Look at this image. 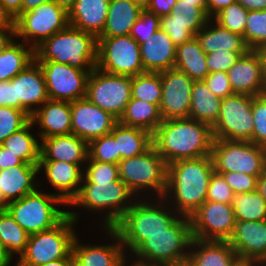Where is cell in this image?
I'll return each mask as SVG.
<instances>
[{
  "instance_id": "obj_60",
  "label": "cell",
  "mask_w": 266,
  "mask_h": 266,
  "mask_svg": "<svg viewBox=\"0 0 266 266\" xmlns=\"http://www.w3.org/2000/svg\"><path fill=\"white\" fill-rule=\"evenodd\" d=\"M237 2L248 11L266 9V0H237Z\"/></svg>"
},
{
  "instance_id": "obj_31",
  "label": "cell",
  "mask_w": 266,
  "mask_h": 266,
  "mask_svg": "<svg viewBox=\"0 0 266 266\" xmlns=\"http://www.w3.org/2000/svg\"><path fill=\"white\" fill-rule=\"evenodd\" d=\"M141 11L133 0H110L106 24L99 37L130 35Z\"/></svg>"
},
{
  "instance_id": "obj_7",
  "label": "cell",
  "mask_w": 266,
  "mask_h": 266,
  "mask_svg": "<svg viewBox=\"0 0 266 266\" xmlns=\"http://www.w3.org/2000/svg\"><path fill=\"white\" fill-rule=\"evenodd\" d=\"M66 203L57 193H45L36 190L26 196L9 202L5 209L14 220L29 234L52 229L58 225L69 211L56 208V205Z\"/></svg>"
},
{
  "instance_id": "obj_72",
  "label": "cell",
  "mask_w": 266,
  "mask_h": 266,
  "mask_svg": "<svg viewBox=\"0 0 266 266\" xmlns=\"http://www.w3.org/2000/svg\"><path fill=\"white\" fill-rule=\"evenodd\" d=\"M5 208V205L0 201V212Z\"/></svg>"
},
{
  "instance_id": "obj_16",
  "label": "cell",
  "mask_w": 266,
  "mask_h": 266,
  "mask_svg": "<svg viewBox=\"0 0 266 266\" xmlns=\"http://www.w3.org/2000/svg\"><path fill=\"white\" fill-rule=\"evenodd\" d=\"M190 219L193 238L201 240H228L236 222L232 204L207 200Z\"/></svg>"
},
{
  "instance_id": "obj_4",
  "label": "cell",
  "mask_w": 266,
  "mask_h": 266,
  "mask_svg": "<svg viewBox=\"0 0 266 266\" xmlns=\"http://www.w3.org/2000/svg\"><path fill=\"white\" fill-rule=\"evenodd\" d=\"M137 199L112 227L123 247L129 249L132 254L147 240V236L164 232L179 216L176 211L170 212L169 207H164V197L156 199L159 202L155 201L154 204L152 201Z\"/></svg>"
},
{
  "instance_id": "obj_35",
  "label": "cell",
  "mask_w": 266,
  "mask_h": 266,
  "mask_svg": "<svg viewBox=\"0 0 266 266\" xmlns=\"http://www.w3.org/2000/svg\"><path fill=\"white\" fill-rule=\"evenodd\" d=\"M118 121L123 125L142 128L153 134L163 119L158 105L131 98Z\"/></svg>"
},
{
  "instance_id": "obj_53",
  "label": "cell",
  "mask_w": 266,
  "mask_h": 266,
  "mask_svg": "<svg viewBox=\"0 0 266 266\" xmlns=\"http://www.w3.org/2000/svg\"><path fill=\"white\" fill-rule=\"evenodd\" d=\"M160 29L168 34L176 47L195 37L186 24L160 22Z\"/></svg>"
},
{
  "instance_id": "obj_24",
  "label": "cell",
  "mask_w": 266,
  "mask_h": 266,
  "mask_svg": "<svg viewBox=\"0 0 266 266\" xmlns=\"http://www.w3.org/2000/svg\"><path fill=\"white\" fill-rule=\"evenodd\" d=\"M30 120L39 125L40 140L72 133L70 102L49 99L32 113Z\"/></svg>"
},
{
  "instance_id": "obj_48",
  "label": "cell",
  "mask_w": 266,
  "mask_h": 266,
  "mask_svg": "<svg viewBox=\"0 0 266 266\" xmlns=\"http://www.w3.org/2000/svg\"><path fill=\"white\" fill-rule=\"evenodd\" d=\"M159 29L160 17L145 9L140 12L139 18L132 26L130 36L140 45Z\"/></svg>"
},
{
  "instance_id": "obj_10",
  "label": "cell",
  "mask_w": 266,
  "mask_h": 266,
  "mask_svg": "<svg viewBox=\"0 0 266 266\" xmlns=\"http://www.w3.org/2000/svg\"><path fill=\"white\" fill-rule=\"evenodd\" d=\"M211 157L219 174L233 171L259 177L266 170L265 148L251 141L214 139Z\"/></svg>"
},
{
  "instance_id": "obj_25",
  "label": "cell",
  "mask_w": 266,
  "mask_h": 266,
  "mask_svg": "<svg viewBox=\"0 0 266 266\" xmlns=\"http://www.w3.org/2000/svg\"><path fill=\"white\" fill-rule=\"evenodd\" d=\"M194 247L195 251H192ZM186 266H237L236 250L228 240H201L193 238Z\"/></svg>"
},
{
  "instance_id": "obj_39",
  "label": "cell",
  "mask_w": 266,
  "mask_h": 266,
  "mask_svg": "<svg viewBox=\"0 0 266 266\" xmlns=\"http://www.w3.org/2000/svg\"><path fill=\"white\" fill-rule=\"evenodd\" d=\"M29 234L14 220L4 208L0 212V239L11 257L22 255L27 246Z\"/></svg>"
},
{
  "instance_id": "obj_22",
  "label": "cell",
  "mask_w": 266,
  "mask_h": 266,
  "mask_svg": "<svg viewBox=\"0 0 266 266\" xmlns=\"http://www.w3.org/2000/svg\"><path fill=\"white\" fill-rule=\"evenodd\" d=\"M228 242L240 261H263L266 258V220L236 221Z\"/></svg>"
},
{
  "instance_id": "obj_8",
  "label": "cell",
  "mask_w": 266,
  "mask_h": 266,
  "mask_svg": "<svg viewBox=\"0 0 266 266\" xmlns=\"http://www.w3.org/2000/svg\"><path fill=\"white\" fill-rule=\"evenodd\" d=\"M133 197L136 196L120 179L110 183H81L79 194L68 206L83 207L94 212L108 210L102 222L106 229L112 228L132 206L136 200Z\"/></svg>"
},
{
  "instance_id": "obj_58",
  "label": "cell",
  "mask_w": 266,
  "mask_h": 266,
  "mask_svg": "<svg viewBox=\"0 0 266 266\" xmlns=\"http://www.w3.org/2000/svg\"><path fill=\"white\" fill-rule=\"evenodd\" d=\"M0 3L15 20L22 14L23 0H0Z\"/></svg>"
},
{
  "instance_id": "obj_59",
  "label": "cell",
  "mask_w": 266,
  "mask_h": 266,
  "mask_svg": "<svg viewBox=\"0 0 266 266\" xmlns=\"http://www.w3.org/2000/svg\"><path fill=\"white\" fill-rule=\"evenodd\" d=\"M0 30H15V19L0 3Z\"/></svg>"
},
{
  "instance_id": "obj_54",
  "label": "cell",
  "mask_w": 266,
  "mask_h": 266,
  "mask_svg": "<svg viewBox=\"0 0 266 266\" xmlns=\"http://www.w3.org/2000/svg\"><path fill=\"white\" fill-rule=\"evenodd\" d=\"M0 107L15 108V77L10 81H0Z\"/></svg>"
},
{
  "instance_id": "obj_40",
  "label": "cell",
  "mask_w": 266,
  "mask_h": 266,
  "mask_svg": "<svg viewBox=\"0 0 266 266\" xmlns=\"http://www.w3.org/2000/svg\"><path fill=\"white\" fill-rule=\"evenodd\" d=\"M209 19L207 13L196 6V3L177 0V4L171 9L170 14L160 17V22L186 24L196 34L207 24Z\"/></svg>"
},
{
  "instance_id": "obj_52",
  "label": "cell",
  "mask_w": 266,
  "mask_h": 266,
  "mask_svg": "<svg viewBox=\"0 0 266 266\" xmlns=\"http://www.w3.org/2000/svg\"><path fill=\"white\" fill-rule=\"evenodd\" d=\"M203 81L212 93L220 99L234 94L226 72L217 71L209 73Z\"/></svg>"
},
{
  "instance_id": "obj_29",
  "label": "cell",
  "mask_w": 266,
  "mask_h": 266,
  "mask_svg": "<svg viewBox=\"0 0 266 266\" xmlns=\"http://www.w3.org/2000/svg\"><path fill=\"white\" fill-rule=\"evenodd\" d=\"M110 0H75L68 12L69 25L97 38L106 24Z\"/></svg>"
},
{
  "instance_id": "obj_28",
  "label": "cell",
  "mask_w": 266,
  "mask_h": 266,
  "mask_svg": "<svg viewBox=\"0 0 266 266\" xmlns=\"http://www.w3.org/2000/svg\"><path fill=\"white\" fill-rule=\"evenodd\" d=\"M40 142V160L64 161L81 167L87 162L88 143L72 133L44 138Z\"/></svg>"
},
{
  "instance_id": "obj_68",
  "label": "cell",
  "mask_w": 266,
  "mask_h": 266,
  "mask_svg": "<svg viewBox=\"0 0 266 266\" xmlns=\"http://www.w3.org/2000/svg\"><path fill=\"white\" fill-rule=\"evenodd\" d=\"M182 2L196 3V6L200 7L206 12L207 0H182Z\"/></svg>"
},
{
  "instance_id": "obj_41",
  "label": "cell",
  "mask_w": 266,
  "mask_h": 266,
  "mask_svg": "<svg viewBox=\"0 0 266 266\" xmlns=\"http://www.w3.org/2000/svg\"><path fill=\"white\" fill-rule=\"evenodd\" d=\"M131 98L160 106L162 83L160 73L145 72L132 77Z\"/></svg>"
},
{
  "instance_id": "obj_9",
  "label": "cell",
  "mask_w": 266,
  "mask_h": 266,
  "mask_svg": "<svg viewBox=\"0 0 266 266\" xmlns=\"http://www.w3.org/2000/svg\"><path fill=\"white\" fill-rule=\"evenodd\" d=\"M119 179L135 196L150 190L163 198L167 189V164L152 145L143 154L126 158L118 163Z\"/></svg>"
},
{
  "instance_id": "obj_63",
  "label": "cell",
  "mask_w": 266,
  "mask_h": 266,
  "mask_svg": "<svg viewBox=\"0 0 266 266\" xmlns=\"http://www.w3.org/2000/svg\"><path fill=\"white\" fill-rule=\"evenodd\" d=\"M74 265V257L71 253L68 257L62 258L56 261L48 262L46 264L40 266H73Z\"/></svg>"
},
{
  "instance_id": "obj_51",
  "label": "cell",
  "mask_w": 266,
  "mask_h": 266,
  "mask_svg": "<svg viewBox=\"0 0 266 266\" xmlns=\"http://www.w3.org/2000/svg\"><path fill=\"white\" fill-rule=\"evenodd\" d=\"M231 187L234 194L248 193L257 190V176L247 175L242 172L221 173Z\"/></svg>"
},
{
  "instance_id": "obj_67",
  "label": "cell",
  "mask_w": 266,
  "mask_h": 266,
  "mask_svg": "<svg viewBox=\"0 0 266 266\" xmlns=\"http://www.w3.org/2000/svg\"><path fill=\"white\" fill-rule=\"evenodd\" d=\"M257 53L259 54L262 62V68H263V73H264V78L266 81V45L258 48Z\"/></svg>"
},
{
  "instance_id": "obj_32",
  "label": "cell",
  "mask_w": 266,
  "mask_h": 266,
  "mask_svg": "<svg viewBox=\"0 0 266 266\" xmlns=\"http://www.w3.org/2000/svg\"><path fill=\"white\" fill-rule=\"evenodd\" d=\"M222 99L216 97L203 80L194 81L189 118L213 127L218 121Z\"/></svg>"
},
{
  "instance_id": "obj_17",
  "label": "cell",
  "mask_w": 266,
  "mask_h": 266,
  "mask_svg": "<svg viewBox=\"0 0 266 266\" xmlns=\"http://www.w3.org/2000/svg\"><path fill=\"white\" fill-rule=\"evenodd\" d=\"M162 99L159 106L163 120L189 118L194 80L175 68L160 72Z\"/></svg>"
},
{
  "instance_id": "obj_42",
  "label": "cell",
  "mask_w": 266,
  "mask_h": 266,
  "mask_svg": "<svg viewBox=\"0 0 266 266\" xmlns=\"http://www.w3.org/2000/svg\"><path fill=\"white\" fill-rule=\"evenodd\" d=\"M244 40L250 50L266 45V9L248 11Z\"/></svg>"
},
{
  "instance_id": "obj_38",
  "label": "cell",
  "mask_w": 266,
  "mask_h": 266,
  "mask_svg": "<svg viewBox=\"0 0 266 266\" xmlns=\"http://www.w3.org/2000/svg\"><path fill=\"white\" fill-rule=\"evenodd\" d=\"M232 207L236 221L266 220V200L258 190L234 194Z\"/></svg>"
},
{
  "instance_id": "obj_43",
  "label": "cell",
  "mask_w": 266,
  "mask_h": 266,
  "mask_svg": "<svg viewBox=\"0 0 266 266\" xmlns=\"http://www.w3.org/2000/svg\"><path fill=\"white\" fill-rule=\"evenodd\" d=\"M88 157L99 162L118 164L120 152L112 133L105 134L88 143Z\"/></svg>"
},
{
  "instance_id": "obj_65",
  "label": "cell",
  "mask_w": 266,
  "mask_h": 266,
  "mask_svg": "<svg viewBox=\"0 0 266 266\" xmlns=\"http://www.w3.org/2000/svg\"><path fill=\"white\" fill-rule=\"evenodd\" d=\"M257 190L266 200V170L258 177Z\"/></svg>"
},
{
  "instance_id": "obj_37",
  "label": "cell",
  "mask_w": 266,
  "mask_h": 266,
  "mask_svg": "<svg viewBox=\"0 0 266 266\" xmlns=\"http://www.w3.org/2000/svg\"><path fill=\"white\" fill-rule=\"evenodd\" d=\"M17 42L13 40L0 53V81H10L35 60V49Z\"/></svg>"
},
{
  "instance_id": "obj_66",
  "label": "cell",
  "mask_w": 266,
  "mask_h": 266,
  "mask_svg": "<svg viewBox=\"0 0 266 266\" xmlns=\"http://www.w3.org/2000/svg\"><path fill=\"white\" fill-rule=\"evenodd\" d=\"M58 6H60L67 13L72 9L75 0H53Z\"/></svg>"
},
{
  "instance_id": "obj_1",
  "label": "cell",
  "mask_w": 266,
  "mask_h": 266,
  "mask_svg": "<svg viewBox=\"0 0 266 266\" xmlns=\"http://www.w3.org/2000/svg\"><path fill=\"white\" fill-rule=\"evenodd\" d=\"M212 127L196 119L163 120L152 134V144L167 165L211 155Z\"/></svg>"
},
{
  "instance_id": "obj_62",
  "label": "cell",
  "mask_w": 266,
  "mask_h": 266,
  "mask_svg": "<svg viewBox=\"0 0 266 266\" xmlns=\"http://www.w3.org/2000/svg\"><path fill=\"white\" fill-rule=\"evenodd\" d=\"M53 0H23L22 3V13L30 11L39 5L51 2Z\"/></svg>"
},
{
  "instance_id": "obj_50",
  "label": "cell",
  "mask_w": 266,
  "mask_h": 266,
  "mask_svg": "<svg viewBox=\"0 0 266 266\" xmlns=\"http://www.w3.org/2000/svg\"><path fill=\"white\" fill-rule=\"evenodd\" d=\"M234 193L222 174L213 172L208 186L207 201L232 204Z\"/></svg>"
},
{
  "instance_id": "obj_5",
  "label": "cell",
  "mask_w": 266,
  "mask_h": 266,
  "mask_svg": "<svg viewBox=\"0 0 266 266\" xmlns=\"http://www.w3.org/2000/svg\"><path fill=\"white\" fill-rule=\"evenodd\" d=\"M98 38L68 25L35 48L36 61H53L82 70L97 64Z\"/></svg>"
},
{
  "instance_id": "obj_20",
  "label": "cell",
  "mask_w": 266,
  "mask_h": 266,
  "mask_svg": "<svg viewBox=\"0 0 266 266\" xmlns=\"http://www.w3.org/2000/svg\"><path fill=\"white\" fill-rule=\"evenodd\" d=\"M47 100L49 96L45 77L42 68L34 60L15 76V108L25 111L31 117Z\"/></svg>"
},
{
  "instance_id": "obj_18",
  "label": "cell",
  "mask_w": 266,
  "mask_h": 266,
  "mask_svg": "<svg viewBox=\"0 0 266 266\" xmlns=\"http://www.w3.org/2000/svg\"><path fill=\"white\" fill-rule=\"evenodd\" d=\"M72 134L87 143L111 133L118 119L86 97L70 102Z\"/></svg>"
},
{
  "instance_id": "obj_61",
  "label": "cell",
  "mask_w": 266,
  "mask_h": 266,
  "mask_svg": "<svg viewBox=\"0 0 266 266\" xmlns=\"http://www.w3.org/2000/svg\"><path fill=\"white\" fill-rule=\"evenodd\" d=\"M16 38L15 30H0V53Z\"/></svg>"
},
{
  "instance_id": "obj_49",
  "label": "cell",
  "mask_w": 266,
  "mask_h": 266,
  "mask_svg": "<svg viewBox=\"0 0 266 266\" xmlns=\"http://www.w3.org/2000/svg\"><path fill=\"white\" fill-rule=\"evenodd\" d=\"M247 52H234L230 50H215L207 54L206 64L209 73L228 70L236 63L241 55Z\"/></svg>"
},
{
  "instance_id": "obj_45",
  "label": "cell",
  "mask_w": 266,
  "mask_h": 266,
  "mask_svg": "<svg viewBox=\"0 0 266 266\" xmlns=\"http://www.w3.org/2000/svg\"><path fill=\"white\" fill-rule=\"evenodd\" d=\"M87 162L82 183H110L119 180L118 164L99 162L89 157Z\"/></svg>"
},
{
  "instance_id": "obj_2",
  "label": "cell",
  "mask_w": 266,
  "mask_h": 266,
  "mask_svg": "<svg viewBox=\"0 0 266 266\" xmlns=\"http://www.w3.org/2000/svg\"><path fill=\"white\" fill-rule=\"evenodd\" d=\"M213 172L211 155L178 160L167 165V189L164 198L168 204L170 196V201L176 204L172 203L170 210L174 206L179 215L190 217L206 201Z\"/></svg>"
},
{
  "instance_id": "obj_15",
  "label": "cell",
  "mask_w": 266,
  "mask_h": 266,
  "mask_svg": "<svg viewBox=\"0 0 266 266\" xmlns=\"http://www.w3.org/2000/svg\"><path fill=\"white\" fill-rule=\"evenodd\" d=\"M42 68L50 100L74 102L85 98L92 70H82L53 61H37Z\"/></svg>"
},
{
  "instance_id": "obj_70",
  "label": "cell",
  "mask_w": 266,
  "mask_h": 266,
  "mask_svg": "<svg viewBox=\"0 0 266 266\" xmlns=\"http://www.w3.org/2000/svg\"><path fill=\"white\" fill-rule=\"evenodd\" d=\"M237 266H253V262L240 261Z\"/></svg>"
},
{
  "instance_id": "obj_34",
  "label": "cell",
  "mask_w": 266,
  "mask_h": 266,
  "mask_svg": "<svg viewBox=\"0 0 266 266\" xmlns=\"http://www.w3.org/2000/svg\"><path fill=\"white\" fill-rule=\"evenodd\" d=\"M111 133L117 141L120 161L126 158L135 157L147 151L152 144V134L142 128L115 124Z\"/></svg>"
},
{
  "instance_id": "obj_36",
  "label": "cell",
  "mask_w": 266,
  "mask_h": 266,
  "mask_svg": "<svg viewBox=\"0 0 266 266\" xmlns=\"http://www.w3.org/2000/svg\"><path fill=\"white\" fill-rule=\"evenodd\" d=\"M33 126L30 120L23 128L9 135L1 145L24 163L39 165L41 142L30 131Z\"/></svg>"
},
{
  "instance_id": "obj_55",
  "label": "cell",
  "mask_w": 266,
  "mask_h": 266,
  "mask_svg": "<svg viewBox=\"0 0 266 266\" xmlns=\"http://www.w3.org/2000/svg\"><path fill=\"white\" fill-rule=\"evenodd\" d=\"M176 4L177 0H151L146 10L162 17L169 15Z\"/></svg>"
},
{
  "instance_id": "obj_57",
  "label": "cell",
  "mask_w": 266,
  "mask_h": 266,
  "mask_svg": "<svg viewBox=\"0 0 266 266\" xmlns=\"http://www.w3.org/2000/svg\"><path fill=\"white\" fill-rule=\"evenodd\" d=\"M236 2L237 0H207L206 13L210 19H213L223 9Z\"/></svg>"
},
{
  "instance_id": "obj_13",
  "label": "cell",
  "mask_w": 266,
  "mask_h": 266,
  "mask_svg": "<svg viewBox=\"0 0 266 266\" xmlns=\"http://www.w3.org/2000/svg\"><path fill=\"white\" fill-rule=\"evenodd\" d=\"M68 25V13L51 1L22 13L15 20V35L16 38H23L22 42L35 49Z\"/></svg>"
},
{
  "instance_id": "obj_64",
  "label": "cell",
  "mask_w": 266,
  "mask_h": 266,
  "mask_svg": "<svg viewBox=\"0 0 266 266\" xmlns=\"http://www.w3.org/2000/svg\"><path fill=\"white\" fill-rule=\"evenodd\" d=\"M12 259L0 239V266H10Z\"/></svg>"
},
{
  "instance_id": "obj_69",
  "label": "cell",
  "mask_w": 266,
  "mask_h": 266,
  "mask_svg": "<svg viewBox=\"0 0 266 266\" xmlns=\"http://www.w3.org/2000/svg\"><path fill=\"white\" fill-rule=\"evenodd\" d=\"M142 10L147 9L151 0H133Z\"/></svg>"
},
{
  "instance_id": "obj_6",
  "label": "cell",
  "mask_w": 266,
  "mask_h": 266,
  "mask_svg": "<svg viewBox=\"0 0 266 266\" xmlns=\"http://www.w3.org/2000/svg\"><path fill=\"white\" fill-rule=\"evenodd\" d=\"M77 221L78 213L68 212L52 229L29 235L26 250L17 262L21 266H40L68 257L78 235L73 228Z\"/></svg>"
},
{
  "instance_id": "obj_56",
  "label": "cell",
  "mask_w": 266,
  "mask_h": 266,
  "mask_svg": "<svg viewBox=\"0 0 266 266\" xmlns=\"http://www.w3.org/2000/svg\"><path fill=\"white\" fill-rule=\"evenodd\" d=\"M24 162L9 152L8 149L4 148L0 145V171L4 169H8L10 167H15L22 165Z\"/></svg>"
},
{
  "instance_id": "obj_12",
  "label": "cell",
  "mask_w": 266,
  "mask_h": 266,
  "mask_svg": "<svg viewBox=\"0 0 266 266\" xmlns=\"http://www.w3.org/2000/svg\"><path fill=\"white\" fill-rule=\"evenodd\" d=\"M132 77L115 75L95 67L89 74L86 98L118 120L131 100Z\"/></svg>"
},
{
  "instance_id": "obj_47",
  "label": "cell",
  "mask_w": 266,
  "mask_h": 266,
  "mask_svg": "<svg viewBox=\"0 0 266 266\" xmlns=\"http://www.w3.org/2000/svg\"><path fill=\"white\" fill-rule=\"evenodd\" d=\"M254 131L252 143L266 148V94L252 96Z\"/></svg>"
},
{
  "instance_id": "obj_11",
  "label": "cell",
  "mask_w": 266,
  "mask_h": 266,
  "mask_svg": "<svg viewBox=\"0 0 266 266\" xmlns=\"http://www.w3.org/2000/svg\"><path fill=\"white\" fill-rule=\"evenodd\" d=\"M96 67L110 74L131 77L145 73L139 44L130 35L98 37Z\"/></svg>"
},
{
  "instance_id": "obj_33",
  "label": "cell",
  "mask_w": 266,
  "mask_h": 266,
  "mask_svg": "<svg viewBox=\"0 0 266 266\" xmlns=\"http://www.w3.org/2000/svg\"><path fill=\"white\" fill-rule=\"evenodd\" d=\"M207 54L200 47L196 37L176 47L174 68L186 73L192 80H204L209 74L206 64Z\"/></svg>"
},
{
  "instance_id": "obj_46",
  "label": "cell",
  "mask_w": 266,
  "mask_h": 266,
  "mask_svg": "<svg viewBox=\"0 0 266 266\" xmlns=\"http://www.w3.org/2000/svg\"><path fill=\"white\" fill-rule=\"evenodd\" d=\"M30 116L23 110L13 107H0V145L12 133L23 128Z\"/></svg>"
},
{
  "instance_id": "obj_30",
  "label": "cell",
  "mask_w": 266,
  "mask_h": 266,
  "mask_svg": "<svg viewBox=\"0 0 266 266\" xmlns=\"http://www.w3.org/2000/svg\"><path fill=\"white\" fill-rule=\"evenodd\" d=\"M212 20L215 25L210 26L209 23ZM212 20L209 19L207 24L195 34L200 47L206 54L222 49L234 52H248L250 50L244 36L233 33L222 27L214 19Z\"/></svg>"
},
{
  "instance_id": "obj_27",
  "label": "cell",
  "mask_w": 266,
  "mask_h": 266,
  "mask_svg": "<svg viewBox=\"0 0 266 266\" xmlns=\"http://www.w3.org/2000/svg\"><path fill=\"white\" fill-rule=\"evenodd\" d=\"M139 47L145 72L160 73L174 68L176 46L165 31L159 29Z\"/></svg>"
},
{
  "instance_id": "obj_26",
  "label": "cell",
  "mask_w": 266,
  "mask_h": 266,
  "mask_svg": "<svg viewBox=\"0 0 266 266\" xmlns=\"http://www.w3.org/2000/svg\"><path fill=\"white\" fill-rule=\"evenodd\" d=\"M39 166L23 163L0 171V201L6 205L40 188L35 183Z\"/></svg>"
},
{
  "instance_id": "obj_73",
  "label": "cell",
  "mask_w": 266,
  "mask_h": 266,
  "mask_svg": "<svg viewBox=\"0 0 266 266\" xmlns=\"http://www.w3.org/2000/svg\"><path fill=\"white\" fill-rule=\"evenodd\" d=\"M14 266H21L18 262Z\"/></svg>"
},
{
  "instance_id": "obj_19",
  "label": "cell",
  "mask_w": 266,
  "mask_h": 266,
  "mask_svg": "<svg viewBox=\"0 0 266 266\" xmlns=\"http://www.w3.org/2000/svg\"><path fill=\"white\" fill-rule=\"evenodd\" d=\"M227 76L233 93L258 96L266 94L262 62L256 50L240 56L228 70Z\"/></svg>"
},
{
  "instance_id": "obj_21",
  "label": "cell",
  "mask_w": 266,
  "mask_h": 266,
  "mask_svg": "<svg viewBox=\"0 0 266 266\" xmlns=\"http://www.w3.org/2000/svg\"><path fill=\"white\" fill-rule=\"evenodd\" d=\"M106 233L116 242L108 245H81L76 236L72 254L74 257L73 266H125L126 252L118 234L112 228H106Z\"/></svg>"
},
{
  "instance_id": "obj_71",
  "label": "cell",
  "mask_w": 266,
  "mask_h": 266,
  "mask_svg": "<svg viewBox=\"0 0 266 266\" xmlns=\"http://www.w3.org/2000/svg\"><path fill=\"white\" fill-rule=\"evenodd\" d=\"M253 266H266V264L263 261H256L253 262Z\"/></svg>"
},
{
  "instance_id": "obj_3",
  "label": "cell",
  "mask_w": 266,
  "mask_h": 266,
  "mask_svg": "<svg viewBox=\"0 0 266 266\" xmlns=\"http://www.w3.org/2000/svg\"><path fill=\"white\" fill-rule=\"evenodd\" d=\"M192 240L190 217L179 215L164 232L147 236V240L133 253L138 259L132 264L183 266L186 264Z\"/></svg>"
},
{
  "instance_id": "obj_23",
  "label": "cell",
  "mask_w": 266,
  "mask_h": 266,
  "mask_svg": "<svg viewBox=\"0 0 266 266\" xmlns=\"http://www.w3.org/2000/svg\"><path fill=\"white\" fill-rule=\"evenodd\" d=\"M39 171L44 170L45 179L60 193L57 195L68 206L79 194L84 169L80 165L57 160H40Z\"/></svg>"
},
{
  "instance_id": "obj_14",
  "label": "cell",
  "mask_w": 266,
  "mask_h": 266,
  "mask_svg": "<svg viewBox=\"0 0 266 266\" xmlns=\"http://www.w3.org/2000/svg\"><path fill=\"white\" fill-rule=\"evenodd\" d=\"M253 131L252 96L234 93L222 99L218 121L212 127L214 139L252 142Z\"/></svg>"
},
{
  "instance_id": "obj_44",
  "label": "cell",
  "mask_w": 266,
  "mask_h": 266,
  "mask_svg": "<svg viewBox=\"0 0 266 266\" xmlns=\"http://www.w3.org/2000/svg\"><path fill=\"white\" fill-rule=\"evenodd\" d=\"M248 10L236 2L219 12L213 19L227 30L244 36Z\"/></svg>"
}]
</instances>
